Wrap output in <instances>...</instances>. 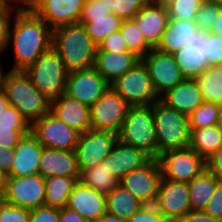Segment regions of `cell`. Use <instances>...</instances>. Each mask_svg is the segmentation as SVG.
Masks as SVG:
<instances>
[{"mask_svg": "<svg viewBox=\"0 0 222 222\" xmlns=\"http://www.w3.org/2000/svg\"><path fill=\"white\" fill-rule=\"evenodd\" d=\"M117 140L118 134L112 131L89 129L81 133L75 149L79 171L100 164L111 153Z\"/></svg>", "mask_w": 222, "mask_h": 222, "instance_id": "obj_13", "label": "cell"}, {"mask_svg": "<svg viewBox=\"0 0 222 222\" xmlns=\"http://www.w3.org/2000/svg\"><path fill=\"white\" fill-rule=\"evenodd\" d=\"M59 222H88L79 213L68 208L67 206L59 208Z\"/></svg>", "mask_w": 222, "mask_h": 222, "instance_id": "obj_53", "label": "cell"}, {"mask_svg": "<svg viewBox=\"0 0 222 222\" xmlns=\"http://www.w3.org/2000/svg\"><path fill=\"white\" fill-rule=\"evenodd\" d=\"M204 0H174L167 8L170 19L195 21L196 14Z\"/></svg>", "mask_w": 222, "mask_h": 222, "instance_id": "obj_37", "label": "cell"}, {"mask_svg": "<svg viewBox=\"0 0 222 222\" xmlns=\"http://www.w3.org/2000/svg\"><path fill=\"white\" fill-rule=\"evenodd\" d=\"M216 125L222 130V105H221V109H220V113H219Z\"/></svg>", "mask_w": 222, "mask_h": 222, "instance_id": "obj_61", "label": "cell"}, {"mask_svg": "<svg viewBox=\"0 0 222 222\" xmlns=\"http://www.w3.org/2000/svg\"><path fill=\"white\" fill-rule=\"evenodd\" d=\"M86 0H41L33 12L53 30L80 22Z\"/></svg>", "mask_w": 222, "mask_h": 222, "instance_id": "obj_17", "label": "cell"}, {"mask_svg": "<svg viewBox=\"0 0 222 222\" xmlns=\"http://www.w3.org/2000/svg\"><path fill=\"white\" fill-rule=\"evenodd\" d=\"M189 197L188 183L161 178L154 206L170 222H178L191 211Z\"/></svg>", "mask_w": 222, "mask_h": 222, "instance_id": "obj_16", "label": "cell"}, {"mask_svg": "<svg viewBox=\"0 0 222 222\" xmlns=\"http://www.w3.org/2000/svg\"><path fill=\"white\" fill-rule=\"evenodd\" d=\"M13 21L7 48L15 61L8 70L24 71L52 47V29L33 11H17Z\"/></svg>", "mask_w": 222, "mask_h": 222, "instance_id": "obj_1", "label": "cell"}, {"mask_svg": "<svg viewBox=\"0 0 222 222\" xmlns=\"http://www.w3.org/2000/svg\"><path fill=\"white\" fill-rule=\"evenodd\" d=\"M108 13H113L112 0H86L79 23L85 25L92 18L104 17Z\"/></svg>", "mask_w": 222, "mask_h": 222, "instance_id": "obj_39", "label": "cell"}, {"mask_svg": "<svg viewBox=\"0 0 222 222\" xmlns=\"http://www.w3.org/2000/svg\"><path fill=\"white\" fill-rule=\"evenodd\" d=\"M30 132L43 147L63 151H74L80 135L51 111L34 121Z\"/></svg>", "mask_w": 222, "mask_h": 222, "instance_id": "obj_9", "label": "cell"}, {"mask_svg": "<svg viewBox=\"0 0 222 222\" xmlns=\"http://www.w3.org/2000/svg\"><path fill=\"white\" fill-rule=\"evenodd\" d=\"M15 150L14 148H6L0 146V169L5 173L9 174L12 165L15 161Z\"/></svg>", "mask_w": 222, "mask_h": 222, "instance_id": "obj_51", "label": "cell"}, {"mask_svg": "<svg viewBox=\"0 0 222 222\" xmlns=\"http://www.w3.org/2000/svg\"><path fill=\"white\" fill-rule=\"evenodd\" d=\"M96 51L122 52L129 50L120 30H118L105 37L104 40L98 44Z\"/></svg>", "mask_w": 222, "mask_h": 222, "instance_id": "obj_46", "label": "cell"}, {"mask_svg": "<svg viewBox=\"0 0 222 222\" xmlns=\"http://www.w3.org/2000/svg\"><path fill=\"white\" fill-rule=\"evenodd\" d=\"M30 131H17L13 127L0 126V146L15 148L19 140Z\"/></svg>", "mask_w": 222, "mask_h": 222, "instance_id": "obj_48", "label": "cell"}, {"mask_svg": "<svg viewBox=\"0 0 222 222\" xmlns=\"http://www.w3.org/2000/svg\"><path fill=\"white\" fill-rule=\"evenodd\" d=\"M220 109L221 105L204 101L188 116L190 130L216 125Z\"/></svg>", "mask_w": 222, "mask_h": 222, "instance_id": "obj_36", "label": "cell"}, {"mask_svg": "<svg viewBox=\"0 0 222 222\" xmlns=\"http://www.w3.org/2000/svg\"><path fill=\"white\" fill-rule=\"evenodd\" d=\"M221 10L218 0H204L195 18L199 29L202 31H210Z\"/></svg>", "mask_w": 222, "mask_h": 222, "instance_id": "obj_38", "label": "cell"}, {"mask_svg": "<svg viewBox=\"0 0 222 222\" xmlns=\"http://www.w3.org/2000/svg\"><path fill=\"white\" fill-rule=\"evenodd\" d=\"M110 86L130 106L151 105L160 99L142 60L117 78Z\"/></svg>", "mask_w": 222, "mask_h": 222, "instance_id": "obj_7", "label": "cell"}, {"mask_svg": "<svg viewBox=\"0 0 222 222\" xmlns=\"http://www.w3.org/2000/svg\"><path fill=\"white\" fill-rule=\"evenodd\" d=\"M141 60L148 69L153 87L159 97L185 80L173 54L153 48Z\"/></svg>", "mask_w": 222, "mask_h": 222, "instance_id": "obj_15", "label": "cell"}, {"mask_svg": "<svg viewBox=\"0 0 222 222\" xmlns=\"http://www.w3.org/2000/svg\"><path fill=\"white\" fill-rule=\"evenodd\" d=\"M45 182L39 174L8 177L2 200L21 208L34 209L45 205Z\"/></svg>", "mask_w": 222, "mask_h": 222, "instance_id": "obj_12", "label": "cell"}, {"mask_svg": "<svg viewBox=\"0 0 222 222\" xmlns=\"http://www.w3.org/2000/svg\"><path fill=\"white\" fill-rule=\"evenodd\" d=\"M1 56H0V90L2 89V84H3V78H4V75H5V71H4V69L2 68V60H1Z\"/></svg>", "mask_w": 222, "mask_h": 222, "instance_id": "obj_60", "label": "cell"}, {"mask_svg": "<svg viewBox=\"0 0 222 222\" xmlns=\"http://www.w3.org/2000/svg\"><path fill=\"white\" fill-rule=\"evenodd\" d=\"M17 11H33L41 0H1Z\"/></svg>", "mask_w": 222, "mask_h": 222, "instance_id": "obj_54", "label": "cell"}, {"mask_svg": "<svg viewBox=\"0 0 222 222\" xmlns=\"http://www.w3.org/2000/svg\"><path fill=\"white\" fill-rule=\"evenodd\" d=\"M68 208L79 213L88 222H94L107 213L106 195L78 181L68 198Z\"/></svg>", "mask_w": 222, "mask_h": 222, "instance_id": "obj_19", "label": "cell"}, {"mask_svg": "<svg viewBox=\"0 0 222 222\" xmlns=\"http://www.w3.org/2000/svg\"><path fill=\"white\" fill-rule=\"evenodd\" d=\"M204 212L214 218L222 220V181L219 180L216 184L215 192L208 202Z\"/></svg>", "mask_w": 222, "mask_h": 222, "instance_id": "obj_49", "label": "cell"}, {"mask_svg": "<svg viewBox=\"0 0 222 222\" xmlns=\"http://www.w3.org/2000/svg\"><path fill=\"white\" fill-rule=\"evenodd\" d=\"M39 175L74 177L79 181L80 171L77 165V155L74 151H63L53 148H43L39 162Z\"/></svg>", "mask_w": 222, "mask_h": 222, "instance_id": "obj_23", "label": "cell"}, {"mask_svg": "<svg viewBox=\"0 0 222 222\" xmlns=\"http://www.w3.org/2000/svg\"><path fill=\"white\" fill-rule=\"evenodd\" d=\"M59 208L39 206L30 210V222H59Z\"/></svg>", "mask_w": 222, "mask_h": 222, "instance_id": "obj_47", "label": "cell"}, {"mask_svg": "<svg viewBox=\"0 0 222 222\" xmlns=\"http://www.w3.org/2000/svg\"><path fill=\"white\" fill-rule=\"evenodd\" d=\"M50 111L80 134L91 129L90 107L65 92L51 101Z\"/></svg>", "mask_w": 222, "mask_h": 222, "instance_id": "obj_21", "label": "cell"}, {"mask_svg": "<svg viewBox=\"0 0 222 222\" xmlns=\"http://www.w3.org/2000/svg\"><path fill=\"white\" fill-rule=\"evenodd\" d=\"M150 159L142 150L117 140L106 157V168L112 177L120 181L123 176L141 168Z\"/></svg>", "mask_w": 222, "mask_h": 222, "instance_id": "obj_20", "label": "cell"}, {"mask_svg": "<svg viewBox=\"0 0 222 222\" xmlns=\"http://www.w3.org/2000/svg\"><path fill=\"white\" fill-rule=\"evenodd\" d=\"M210 32L222 36V10L220 11L219 16H217Z\"/></svg>", "mask_w": 222, "mask_h": 222, "instance_id": "obj_56", "label": "cell"}, {"mask_svg": "<svg viewBox=\"0 0 222 222\" xmlns=\"http://www.w3.org/2000/svg\"><path fill=\"white\" fill-rule=\"evenodd\" d=\"M140 61L131 51H96L94 67L111 84Z\"/></svg>", "mask_w": 222, "mask_h": 222, "instance_id": "obj_25", "label": "cell"}, {"mask_svg": "<svg viewBox=\"0 0 222 222\" xmlns=\"http://www.w3.org/2000/svg\"><path fill=\"white\" fill-rule=\"evenodd\" d=\"M52 47L68 72L94 67L97 46L80 23L53 29Z\"/></svg>", "mask_w": 222, "mask_h": 222, "instance_id": "obj_2", "label": "cell"}, {"mask_svg": "<svg viewBox=\"0 0 222 222\" xmlns=\"http://www.w3.org/2000/svg\"><path fill=\"white\" fill-rule=\"evenodd\" d=\"M119 30L125 40L128 50L135 53L141 59L153 49L133 19L123 20Z\"/></svg>", "mask_w": 222, "mask_h": 222, "instance_id": "obj_35", "label": "cell"}, {"mask_svg": "<svg viewBox=\"0 0 222 222\" xmlns=\"http://www.w3.org/2000/svg\"><path fill=\"white\" fill-rule=\"evenodd\" d=\"M222 71V63L217 66Z\"/></svg>", "mask_w": 222, "mask_h": 222, "instance_id": "obj_62", "label": "cell"}, {"mask_svg": "<svg viewBox=\"0 0 222 222\" xmlns=\"http://www.w3.org/2000/svg\"><path fill=\"white\" fill-rule=\"evenodd\" d=\"M122 21L116 14L108 13L104 17L92 18V21L86 23L84 26L91 40L98 46L105 37L120 29Z\"/></svg>", "mask_w": 222, "mask_h": 222, "instance_id": "obj_34", "label": "cell"}, {"mask_svg": "<svg viewBox=\"0 0 222 222\" xmlns=\"http://www.w3.org/2000/svg\"><path fill=\"white\" fill-rule=\"evenodd\" d=\"M158 161L163 179L184 183L191 182L207 169L206 160L189 146L165 151Z\"/></svg>", "mask_w": 222, "mask_h": 222, "instance_id": "obj_8", "label": "cell"}, {"mask_svg": "<svg viewBox=\"0 0 222 222\" xmlns=\"http://www.w3.org/2000/svg\"><path fill=\"white\" fill-rule=\"evenodd\" d=\"M162 170L158 159H150L141 168L123 176L119 185L134 195L144 205H154Z\"/></svg>", "mask_w": 222, "mask_h": 222, "instance_id": "obj_11", "label": "cell"}, {"mask_svg": "<svg viewBox=\"0 0 222 222\" xmlns=\"http://www.w3.org/2000/svg\"><path fill=\"white\" fill-rule=\"evenodd\" d=\"M153 118L157 159L165 151L189 146L191 132L188 116L167 107L158 100L153 103Z\"/></svg>", "mask_w": 222, "mask_h": 222, "instance_id": "obj_4", "label": "cell"}, {"mask_svg": "<svg viewBox=\"0 0 222 222\" xmlns=\"http://www.w3.org/2000/svg\"><path fill=\"white\" fill-rule=\"evenodd\" d=\"M149 0H112L113 13L122 20L133 19Z\"/></svg>", "mask_w": 222, "mask_h": 222, "instance_id": "obj_41", "label": "cell"}, {"mask_svg": "<svg viewBox=\"0 0 222 222\" xmlns=\"http://www.w3.org/2000/svg\"><path fill=\"white\" fill-rule=\"evenodd\" d=\"M167 107L189 116L203 102L195 79H185L174 88L167 90L159 99Z\"/></svg>", "mask_w": 222, "mask_h": 222, "instance_id": "obj_24", "label": "cell"}, {"mask_svg": "<svg viewBox=\"0 0 222 222\" xmlns=\"http://www.w3.org/2000/svg\"><path fill=\"white\" fill-rule=\"evenodd\" d=\"M0 126L13 127L17 131H30L31 127L20 112L10 104L0 114Z\"/></svg>", "mask_w": 222, "mask_h": 222, "instance_id": "obj_42", "label": "cell"}, {"mask_svg": "<svg viewBox=\"0 0 222 222\" xmlns=\"http://www.w3.org/2000/svg\"><path fill=\"white\" fill-rule=\"evenodd\" d=\"M206 31L200 30L174 58L185 79H196L208 68L206 55Z\"/></svg>", "mask_w": 222, "mask_h": 222, "instance_id": "obj_18", "label": "cell"}, {"mask_svg": "<svg viewBox=\"0 0 222 222\" xmlns=\"http://www.w3.org/2000/svg\"><path fill=\"white\" fill-rule=\"evenodd\" d=\"M127 222H170L154 205H144Z\"/></svg>", "mask_w": 222, "mask_h": 222, "instance_id": "obj_45", "label": "cell"}, {"mask_svg": "<svg viewBox=\"0 0 222 222\" xmlns=\"http://www.w3.org/2000/svg\"><path fill=\"white\" fill-rule=\"evenodd\" d=\"M43 148L31 132L24 135L14 148L15 161L8 177H23L39 174V162Z\"/></svg>", "mask_w": 222, "mask_h": 222, "instance_id": "obj_22", "label": "cell"}, {"mask_svg": "<svg viewBox=\"0 0 222 222\" xmlns=\"http://www.w3.org/2000/svg\"><path fill=\"white\" fill-rule=\"evenodd\" d=\"M190 132L189 147L205 160L222 146V130L217 125Z\"/></svg>", "mask_w": 222, "mask_h": 222, "instance_id": "obj_30", "label": "cell"}, {"mask_svg": "<svg viewBox=\"0 0 222 222\" xmlns=\"http://www.w3.org/2000/svg\"><path fill=\"white\" fill-rule=\"evenodd\" d=\"M219 179L208 169L188 183L191 211H204L215 192Z\"/></svg>", "mask_w": 222, "mask_h": 222, "instance_id": "obj_28", "label": "cell"}, {"mask_svg": "<svg viewBox=\"0 0 222 222\" xmlns=\"http://www.w3.org/2000/svg\"><path fill=\"white\" fill-rule=\"evenodd\" d=\"M207 169L222 181V146L206 160Z\"/></svg>", "mask_w": 222, "mask_h": 222, "instance_id": "obj_50", "label": "cell"}, {"mask_svg": "<svg viewBox=\"0 0 222 222\" xmlns=\"http://www.w3.org/2000/svg\"><path fill=\"white\" fill-rule=\"evenodd\" d=\"M195 80L205 102L222 105V71L217 66L208 67Z\"/></svg>", "mask_w": 222, "mask_h": 222, "instance_id": "obj_33", "label": "cell"}, {"mask_svg": "<svg viewBox=\"0 0 222 222\" xmlns=\"http://www.w3.org/2000/svg\"><path fill=\"white\" fill-rule=\"evenodd\" d=\"M94 222H127V220L109 213H105Z\"/></svg>", "mask_w": 222, "mask_h": 222, "instance_id": "obj_55", "label": "cell"}, {"mask_svg": "<svg viewBox=\"0 0 222 222\" xmlns=\"http://www.w3.org/2000/svg\"><path fill=\"white\" fill-rule=\"evenodd\" d=\"M178 222H222V220L214 218L204 211H189Z\"/></svg>", "mask_w": 222, "mask_h": 222, "instance_id": "obj_52", "label": "cell"}, {"mask_svg": "<svg viewBox=\"0 0 222 222\" xmlns=\"http://www.w3.org/2000/svg\"><path fill=\"white\" fill-rule=\"evenodd\" d=\"M79 181L103 195H107L119 185V181L110 175L106 168V158L100 164L80 171Z\"/></svg>", "mask_w": 222, "mask_h": 222, "instance_id": "obj_32", "label": "cell"}, {"mask_svg": "<svg viewBox=\"0 0 222 222\" xmlns=\"http://www.w3.org/2000/svg\"><path fill=\"white\" fill-rule=\"evenodd\" d=\"M130 105L111 87L90 107L91 129L118 134Z\"/></svg>", "mask_w": 222, "mask_h": 222, "instance_id": "obj_10", "label": "cell"}, {"mask_svg": "<svg viewBox=\"0 0 222 222\" xmlns=\"http://www.w3.org/2000/svg\"><path fill=\"white\" fill-rule=\"evenodd\" d=\"M174 0H149V3L167 9Z\"/></svg>", "mask_w": 222, "mask_h": 222, "instance_id": "obj_58", "label": "cell"}, {"mask_svg": "<svg viewBox=\"0 0 222 222\" xmlns=\"http://www.w3.org/2000/svg\"><path fill=\"white\" fill-rule=\"evenodd\" d=\"M9 101L7 100L4 91L0 90V114L7 108Z\"/></svg>", "mask_w": 222, "mask_h": 222, "instance_id": "obj_59", "label": "cell"}, {"mask_svg": "<svg viewBox=\"0 0 222 222\" xmlns=\"http://www.w3.org/2000/svg\"><path fill=\"white\" fill-rule=\"evenodd\" d=\"M219 1V3H220V7H221V9H222V0H218Z\"/></svg>", "mask_w": 222, "mask_h": 222, "instance_id": "obj_63", "label": "cell"}, {"mask_svg": "<svg viewBox=\"0 0 222 222\" xmlns=\"http://www.w3.org/2000/svg\"><path fill=\"white\" fill-rule=\"evenodd\" d=\"M2 90L9 104L14 106L30 125L50 111L51 101L39 92L24 71L7 70Z\"/></svg>", "mask_w": 222, "mask_h": 222, "instance_id": "obj_3", "label": "cell"}, {"mask_svg": "<svg viewBox=\"0 0 222 222\" xmlns=\"http://www.w3.org/2000/svg\"><path fill=\"white\" fill-rule=\"evenodd\" d=\"M45 205L63 208L67 205L73 187L78 182L74 177L50 176L44 178Z\"/></svg>", "mask_w": 222, "mask_h": 222, "instance_id": "obj_31", "label": "cell"}, {"mask_svg": "<svg viewBox=\"0 0 222 222\" xmlns=\"http://www.w3.org/2000/svg\"><path fill=\"white\" fill-rule=\"evenodd\" d=\"M106 205L107 213L126 220L144 206L134 195L120 185L106 195Z\"/></svg>", "mask_w": 222, "mask_h": 222, "instance_id": "obj_29", "label": "cell"}, {"mask_svg": "<svg viewBox=\"0 0 222 222\" xmlns=\"http://www.w3.org/2000/svg\"><path fill=\"white\" fill-rule=\"evenodd\" d=\"M8 180V174L0 169V197L3 196Z\"/></svg>", "mask_w": 222, "mask_h": 222, "instance_id": "obj_57", "label": "cell"}, {"mask_svg": "<svg viewBox=\"0 0 222 222\" xmlns=\"http://www.w3.org/2000/svg\"><path fill=\"white\" fill-rule=\"evenodd\" d=\"M206 57L208 67L222 63V36L206 31Z\"/></svg>", "mask_w": 222, "mask_h": 222, "instance_id": "obj_43", "label": "cell"}, {"mask_svg": "<svg viewBox=\"0 0 222 222\" xmlns=\"http://www.w3.org/2000/svg\"><path fill=\"white\" fill-rule=\"evenodd\" d=\"M16 13L17 10L15 8L0 1V56L7 49L11 20H13Z\"/></svg>", "mask_w": 222, "mask_h": 222, "instance_id": "obj_40", "label": "cell"}, {"mask_svg": "<svg viewBox=\"0 0 222 222\" xmlns=\"http://www.w3.org/2000/svg\"><path fill=\"white\" fill-rule=\"evenodd\" d=\"M133 20L147 42L155 48L168 24L169 15L167 9L148 2Z\"/></svg>", "mask_w": 222, "mask_h": 222, "instance_id": "obj_26", "label": "cell"}, {"mask_svg": "<svg viewBox=\"0 0 222 222\" xmlns=\"http://www.w3.org/2000/svg\"><path fill=\"white\" fill-rule=\"evenodd\" d=\"M118 140L142 150L151 159H157L153 104L130 106L118 133Z\"/></svg>", "mask_w": 222, "mask_h": 222, "instance_id": "obj_5", "label": "cell"}, {"mask_svg": "<svg viewBox=\"0 0 222 222\" xmlns=\"http://www.w3.org/2000/svg\"><path fill=\"white\" fill-rule=\"evenodd\" d=\"M24 72L39 92L50 101L65 92L68 71L53 47L43 53Z\"/></svg>", "mask_w": 222, "mask_h": 222, "instance_id": "obj_6", "label": "cell"}, {"mask_svg": "<svg viewBox=\"0 0 222 222\" xmlns=\"http://www.w3.org/2000/svg\"><path fill=\"white\" fill-rule=\"evenodd\" d=\"M0 222H30V209L0 201Z\"/></svg>", "mask_w": 222, "mask_h": 222, "instance_id": "obj_44", "label": "cell"}, {"mask_svg": "<svg viewBox=\"0 0 222 222\" xmlns=\"http://www.w3.org/2000/svg\"><path fill=\"white\" fill-rule=\"evenodd\" d=\"M200 31L195 21L177 19L168 20V24L155 49L169 54H174L185 47Z\"/></svg>", "mask_w": 222, "mask_h": 222, "instance_id": "obj_27", "label": "cell"}, {"mask_svg": "<svg viewBox=\"0 0 222 222\" xmlns=\"http://www.w3.org/2000/svg\"><path fill=\"white\" fill-rule=\"evenodd\" d=\"M110 87L96 68L90 67L68 72L65 93L91 107Z\"/></svg>", "mask_w": 222, "mask_h": 222, "instance_id": "obj_14", "label": "cell"}]
</instances>
